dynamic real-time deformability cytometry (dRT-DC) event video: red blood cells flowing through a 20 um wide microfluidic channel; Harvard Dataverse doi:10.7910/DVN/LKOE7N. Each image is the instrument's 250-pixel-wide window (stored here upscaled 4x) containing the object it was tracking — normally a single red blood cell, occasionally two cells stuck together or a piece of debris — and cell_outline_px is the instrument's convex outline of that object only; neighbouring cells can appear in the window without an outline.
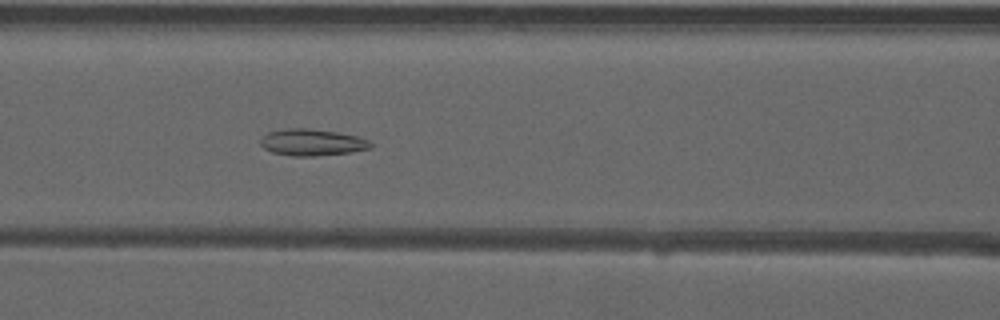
{"species": "common noctule bat (a hibernating species)", "species_latin": "Nyctalus noctula", "temperature_condition": "warm", "stored_images_in_passage": 52, "camera_frame_rate_fps": 3000, "um_per_image_px": 0.085, "animal": {"sex": "male", "forearm_length_mm": 52.5}, "frame": {"image": 1, "passage_image": 23, "time_ms": 7.333, "image_size_px": [1000, 320], "cell_outline_px": [[372, 148], [352, 152], [312, 156], [292, 156], [272, 152], [264, 148], [260, 144], [260, 140], [268, 132], [288, 128], [308, 128], [336, 132], [356, 136], [368, 140], [372, 144]], "centroid_in_image_um": [26.52, 12.1], "position_along_channel_um": 140.1, "area_um2": 16.99}}
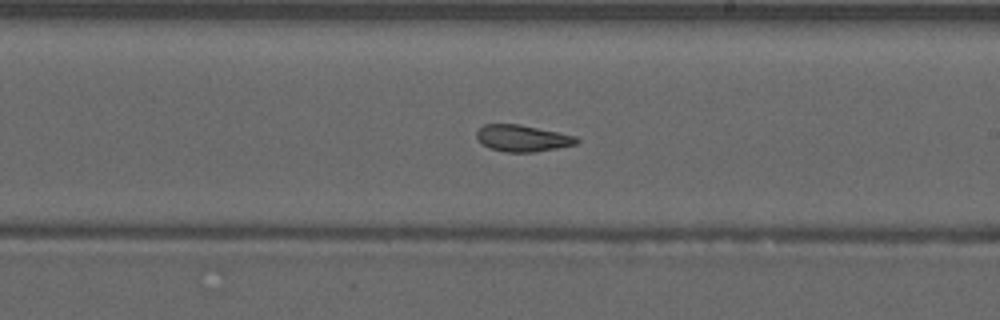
{"frame": {"image": 2, "passage_image": 31, "time_ms": 10.0, "image_size_px": [1000, 320], "cell_outline_px": [[580, 140], [576, 144], [556, 148], [532, 152], [504, 152], [492, 148], [484, 144], [476, 136], [476, 132], [484, 124], [520, 124], [576, 136]], "centroid_in_image_um": [44.42, 11.74], "position_along_channel_um": 244.6, "area_um2": 15.26}}
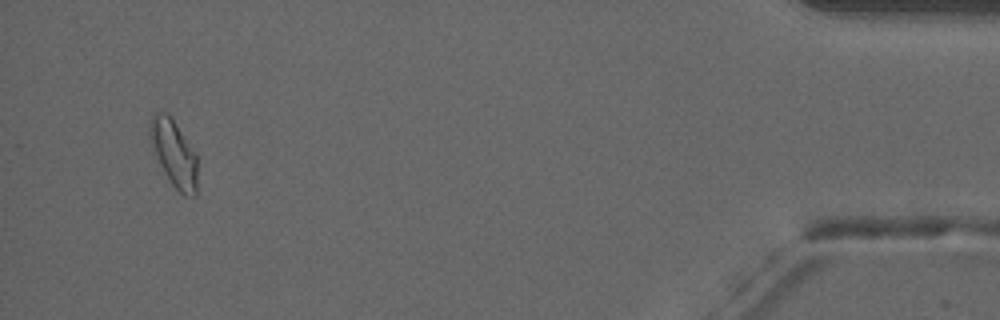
{"frame": {"image": 3, "passage_image": 50, "time_ms": 16.333, "image_size_px": [1000, 320], "cell_outline_px": [[196, 196], [184, 196], [168, 180], [152, 148], [148, 136], [148, 124], [152, 116], [156, 112], [168, 112], [196, 156]], "centroid_in_image_um": [14.73, 13.02], "position_along_channel_um": 420.5, "area_um2": 18.21}, "authors_computed_cell_mechanics": {"area_um2": 17.3111, "velocity_mm_per_s": 3.9319, "shape_relaxation_time_tau1_ms": null, "shape_relaxation_time_tau2_ms": 2.9352, "deformation_change_tau1": null, "deformation_change_tau2": 0.0834}}